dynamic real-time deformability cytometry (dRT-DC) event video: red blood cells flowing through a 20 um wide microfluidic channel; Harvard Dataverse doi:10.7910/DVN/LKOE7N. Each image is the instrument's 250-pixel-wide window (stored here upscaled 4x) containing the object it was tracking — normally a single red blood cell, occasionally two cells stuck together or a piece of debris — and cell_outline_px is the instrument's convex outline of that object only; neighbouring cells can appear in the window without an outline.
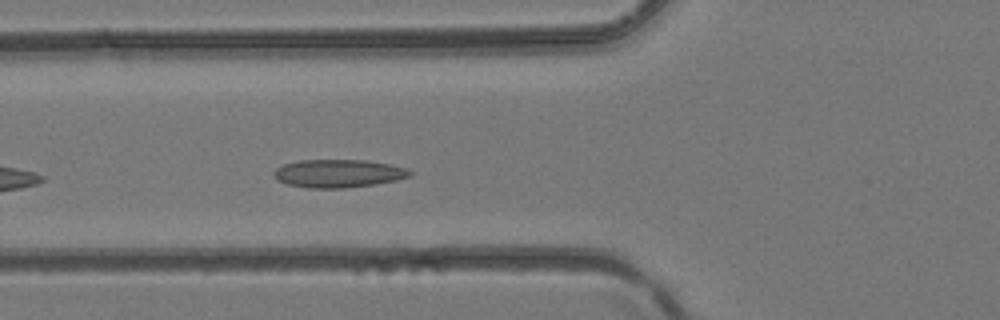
{"species": "common noctule bat (a hibernating species)", "species_latin": "Nyctalus noctula", "temperature_condition": "room temperature", "stored_images_in_passage": 12, "camera_frame_rate_fps": 3000, "um_per_image_px": 0.085, "animal": {"sex": "female", "body_mass_g": 24.6, "forearm_length_mm": 56.2}, "frame": {"image": 1, "passage_image": 9, "time_ms": 2.667, "image_size_px": [1000, 320], "cell_outline_px": [[412, 176], [396, 180], [372, 184], [344, 188], [308, 188], [288, 184], [276, 180], [272, 176], [272, 172], [276, 168], [284, 164], [300, 160], [368, 160], [392, 164], [408, 168], [412, 172]], "centroid_in_image_um": [28.76, 14.73], "position_along_channel_um": 97.0, "area_um2": 22.43}}